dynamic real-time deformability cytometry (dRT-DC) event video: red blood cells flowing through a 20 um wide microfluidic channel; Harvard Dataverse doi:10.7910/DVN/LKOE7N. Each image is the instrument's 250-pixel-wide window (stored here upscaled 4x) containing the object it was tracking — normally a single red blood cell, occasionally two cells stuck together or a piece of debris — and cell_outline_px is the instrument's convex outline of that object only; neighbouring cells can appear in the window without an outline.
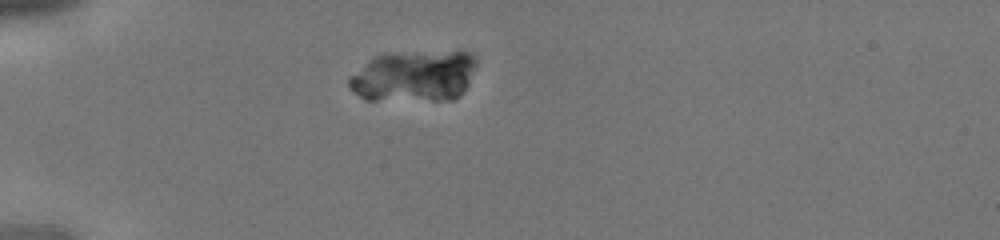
{"species": "human", "species_latin": "Homo sapiens", "temperature_condition": "cold", "stored_images_in_passage": 31, "camera_frame_rate_fps": 3000, "um_per_image_px": 0.085, "donor": {"sex": "male"}, "frame": {"image": 1, "passage_image": 1, "time_ms": 0.0, "image_size_px": [1000, 240], "cell_outline_px": [[476, 64], [468, 84], [452, 100], [364, 100], [352, 92], [348, 84], [348, 76], [368, 60], [380, 52], [460, 48], [468, 52], [476, 60]], "centroid_in_image_um": [35.15, 6.39], "position_along_channel_um": 49.8, "area_um2": 39.65}}
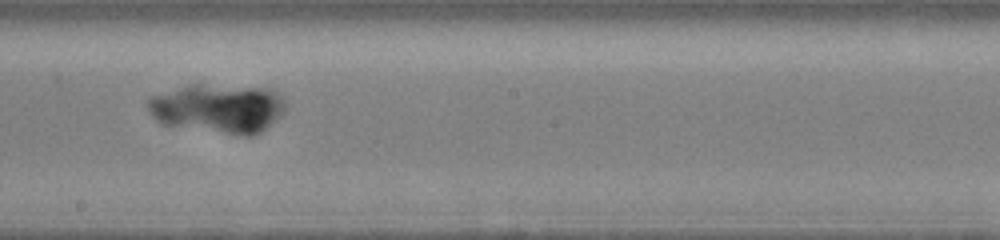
{"frame": {"image": 2, "passage_image": 14, "time_ms": 4.333, "image_size_px": [1000, 240], "cell_outline_px": [[284, 108], [260, 132], [252, 136], [244, 136], [160, 124], [148, 112], [148, 96], [196, 84], [200, 84], [268, 88], [276, 92], [284, 100]], "centroid_in_image_um": [18.46, 9.21], "position_along_channel_um": 229.7, "area_um2": 38.9}}
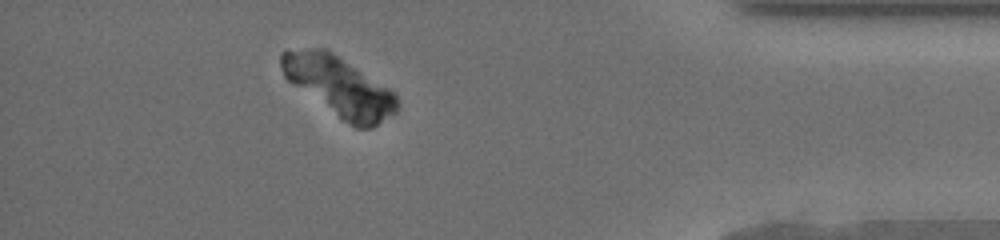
{"frame": {"image": 3, "passage_image": 27, "time_ms": 8.667, "image_size_px": [1000, 240], "cell_outline_px": [[400, 104], [396, 112], [372, 128], [356, 128], [344, 120], [288, 80], [284, 76], [280, 64], [280, 52], [308, 48], [328, 48], [388, 88], [396, 96]], "centroid_in_image_um": [28.85, 7.32], "position_along_channel_um": 406.3, "area_um2": 39.48}}